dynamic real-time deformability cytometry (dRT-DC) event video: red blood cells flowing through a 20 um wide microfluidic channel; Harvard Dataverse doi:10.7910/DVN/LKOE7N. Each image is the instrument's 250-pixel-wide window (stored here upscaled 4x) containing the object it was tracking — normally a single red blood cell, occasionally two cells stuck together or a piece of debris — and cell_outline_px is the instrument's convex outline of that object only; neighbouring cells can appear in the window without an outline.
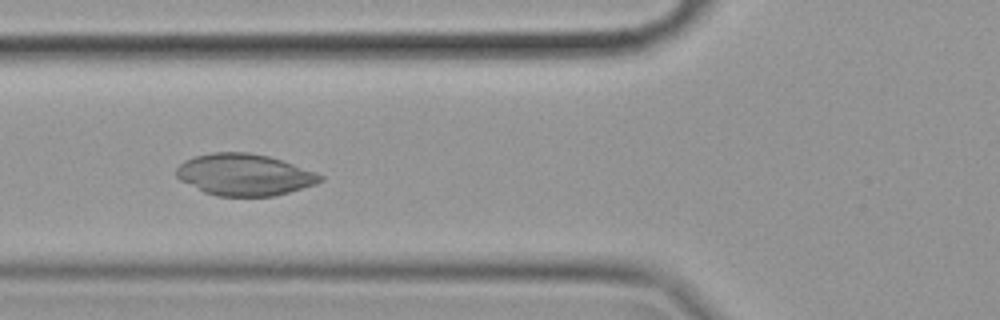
{"species": "common noctule bat (a hibernating species)", "species_latin": "Nyctalus noctula", "temperature_condition": "cold", "stored_images_in_passage": 57, "camera_frame_rate_fps": 3000, "um_per_image_px": 0.085, "animal": {"sex": "female", "body_mass_g": 19.9}, "frame": {"image": 1, "passage_image": 21, "time_ms": 6.667, "image_size_px": [1000, 320], "cell_outline_px": [[324, 180], [316, 184], [276, 196], [216, 196], [204, 192], [180, 180], [176, 176], [176, 168], [184, 160], [192, 156], [212, 152], [248, 152], [268, 156], [316, 172], [324, 176]], "centroid_in_image_um": [20.76, 14.85], "position_along_channel_um": 105.0, "area_um2": 35.03}}
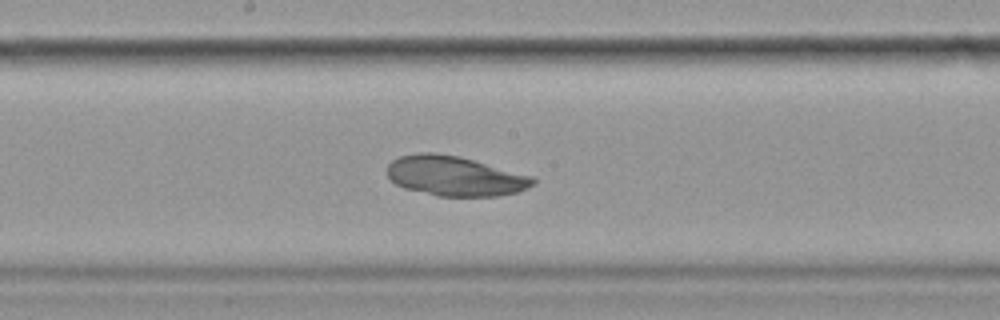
{"frame": {"image": 2, "passage_image": 30, "time_ms": 9.667, "image_size_px": [1000, 320], "cell_outline_px": [[536, 184], [520, 192], [496, 196], [436, 196], [404, 188], [396, 184], [388, 176], [388, 164], [392, 160], [400, 156], [420, 152], [432, 152], [460, 156], [532, 176], [536, 180]], "centroid_in_image_um": [38.68, 14.96], "position_along_channel_um": 209.5, "area_um2": 33.99}}
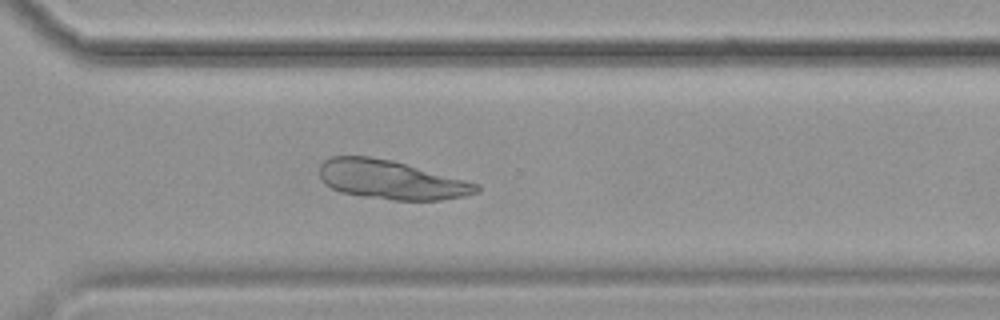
{"frame": {"image": 3, "passage_image": 41, "time_ms": 13.333, "image_size_px": [1000, 320], "cell_outline_px": [[480, 192], [464, 196], [440, 200], [392, 200], [364, 196], [340, 192], [324, 184], [320, 176], [320, 164], [324, 160], [332, 156], [368, 156], [392, 160], [480, 184]], "centroid_in_image_um": [33.24, 15.28], "position_along_channel_um": 337.4, "area_um2": 35.6}}